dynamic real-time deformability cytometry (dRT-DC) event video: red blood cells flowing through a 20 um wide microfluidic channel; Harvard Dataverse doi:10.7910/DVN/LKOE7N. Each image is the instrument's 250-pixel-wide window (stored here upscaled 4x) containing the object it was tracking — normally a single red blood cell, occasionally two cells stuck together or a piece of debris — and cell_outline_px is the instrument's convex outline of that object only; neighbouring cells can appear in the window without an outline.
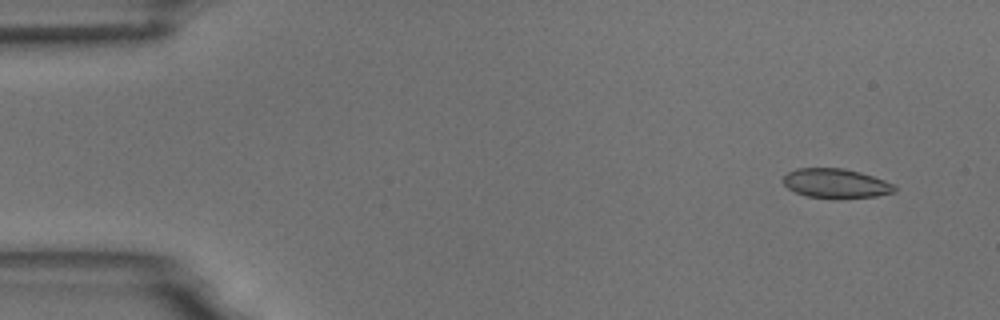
{"species": "common noctule bat (a hibernating species)", "species_latin": "Nyctalus noctula", "temperature_condition": "room temperature", "stored_images_in_passage": 5, "segment_of_instrument_passage": [2, 2], "camera_frame_rate_fps": 3000, "um_per_image_px": 0.085, "animal": {"sex": "male", "body_mass_g": 18.8}, "frame": {"image": 1, "passage_image": 5, "time_ms": 4.667, "image_size_px": [1000, 320], "cell_outline_px": [[896, 192], [876, 196], [836, 200], [804, 196], [788, 188], [784, 184], [784, 176], [788, 172], [796, 168], [844, 168], [860, 172], [884, 180], [892, 184], [896, 188]], "centroid_in_image_um": [71.05, 15.61], "position_along_channel_um": 14.0, "area_um2": 19.42}}